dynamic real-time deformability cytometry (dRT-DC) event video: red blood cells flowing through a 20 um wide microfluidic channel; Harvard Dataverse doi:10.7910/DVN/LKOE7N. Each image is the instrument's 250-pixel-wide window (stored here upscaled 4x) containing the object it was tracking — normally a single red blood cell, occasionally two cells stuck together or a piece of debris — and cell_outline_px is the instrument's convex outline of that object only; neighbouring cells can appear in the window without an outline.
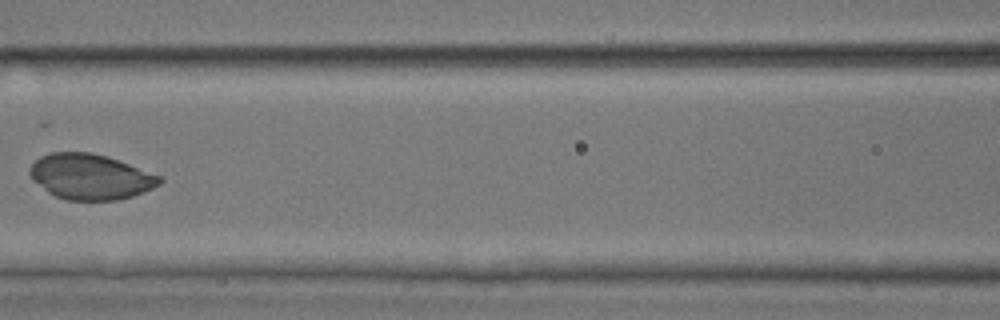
{"species": "common noctule bat (a hibernating species)", "species_latin": "Nyctalus noctula", "temperature_condition": "room temperature", "stored_images_in_passage": 5, "camera_frame_rate_fps": 3000, "um_per_image_px": 0.085, "animal": {"sex": "male", "body_mass_g": 17.9, "forearm_length_mm": 54.2}, "frame": {"image": 1, "passage_image": 3, "time_ms": 0.667, "image_size_px": [1000, 320], "cell_outline_px": [[164, 180], [160, 184], [152, 188], [132, 196], [116, 200], [68, 200], [56, 196], [48, 192], [32, 180], [28, 172], [32, 164], [40, 156], [52, 152], [92, 152], [108, 156], [160, 176]], "centroid_in_image_um": [7.66, 15.01], "position_along_channel_um": 158.9, "area_um2": 34.28}}
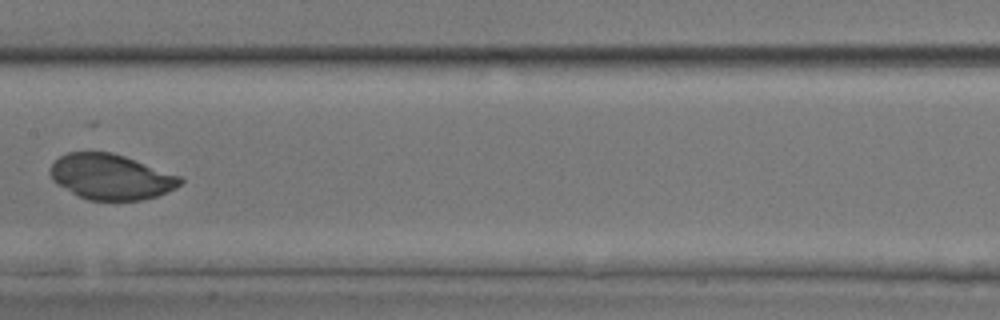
{"frame": {"image": 2, "passage_image": 4, "time_ms": 1.0, "image_size_px": [1000, 320], "cell_outline_px": [[184, 180], [176, 188], [156, 196], [140, 200], [88, 200], [72, 192], [52, 180], [48, 172], [52, 164], [60, 156], [68, 152], [112, 152], [124, 156], [180, 176]], "centroid_in_image_um": [9.41, 15.03], "position_along_channel_um": 198.0, "area_um2": 34.04}}